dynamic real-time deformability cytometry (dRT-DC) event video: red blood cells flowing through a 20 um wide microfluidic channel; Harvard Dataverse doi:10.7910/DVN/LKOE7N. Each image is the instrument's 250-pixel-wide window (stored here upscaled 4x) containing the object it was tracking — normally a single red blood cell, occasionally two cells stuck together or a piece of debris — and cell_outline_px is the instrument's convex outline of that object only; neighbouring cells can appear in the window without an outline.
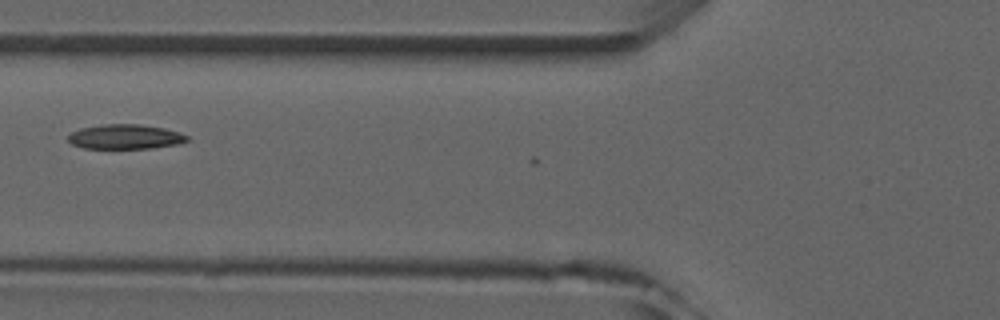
{"species": "common noctule bat (a hibernating species)", "species_latin": "Nyctalus noctula", "temperature_condition": "room temperature", "stored_images_in_passage": 6, "camera_frame_rate_fps": 3000, "um_per_image_px": 0.085, "animal": {"sex": "male", "forearm_length_mm": 52.5}, "frame": {"image": 1, "passage_image": 5, "time_ms": 4.667, "image_size_px": [1000, 320], "cell_outline_px": [[188, 140], [176, 144], [152, 148], [84, 148], [72, 144], [68, 140], [68, 136], [72, 132], [80, 128], [104, 124], [140, 124], [164, 128], [180, 132], [188, 136]], "centroid_in_image_um": [10.64, 11.61], "position_along_channel_um": 115.2, "area_um2": 16.99}}